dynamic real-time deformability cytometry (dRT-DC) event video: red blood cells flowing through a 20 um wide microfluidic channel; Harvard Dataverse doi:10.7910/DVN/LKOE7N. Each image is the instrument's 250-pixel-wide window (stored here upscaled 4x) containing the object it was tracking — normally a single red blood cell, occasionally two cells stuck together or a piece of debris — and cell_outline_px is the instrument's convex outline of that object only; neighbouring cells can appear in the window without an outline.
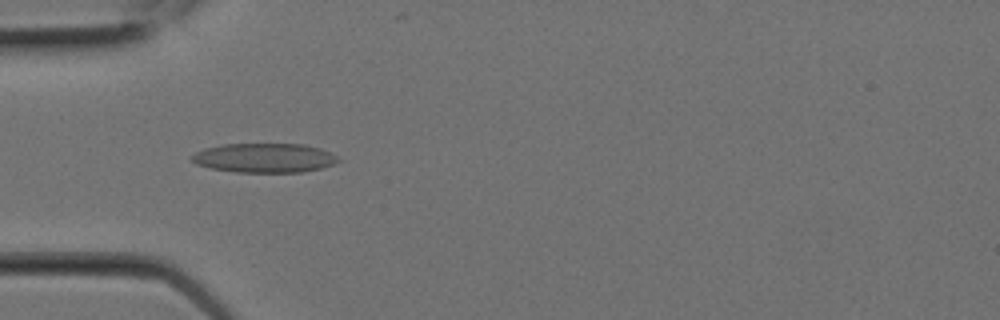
{"species": "Egyptian fruit bat (a non-hibernating species)", "species_latin": "Rousettus aegyptiacus", "temperature_condition": "room temperature", "stored_images_in_passage": 5, "camera_frame_rate_fps": 3000, "um_per_image_px": 0.085, "animal": {"sex": "female"}, "frame": {"image": 1, "passage_image": 4, "time_ms": 1.0, "image_size_px": [1000, 320], "cell_outline_px": [[340, 160], [332, 164], [320, 168], [300, 172], [236, 172], [212, 168], [196, 164], [192, 160], [192, 156], [196, 152], [204, 148], [224, 144], [304, 144], [320, 148], [336, 156]], "centroid_in_image_um": [22.46, 13.42], "position_along_channel_um": 62.5, "area_um2": 24.74}}
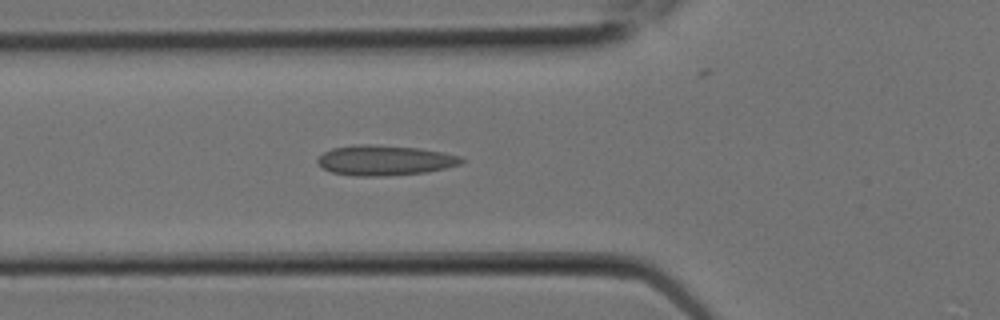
{"frame": {"image": 2, "passage_image": 5, "time_ms": 1.333, "image_size_px": [1000, 320], "cell_outline_px": [[464, 160], [460, 164], [444, 168], [424, 172], [380, 176], [356, 176], [332, 172], [324, 168], [316, 160], [324, 152], [332, 148], [360, 144], [368, 144], [420, 148], [444, 152], [460, 156]], "centroid_in_image_um": [32.7, 13.62], "position_along_channel_um": 93.1, "area_um2": 24.97}}